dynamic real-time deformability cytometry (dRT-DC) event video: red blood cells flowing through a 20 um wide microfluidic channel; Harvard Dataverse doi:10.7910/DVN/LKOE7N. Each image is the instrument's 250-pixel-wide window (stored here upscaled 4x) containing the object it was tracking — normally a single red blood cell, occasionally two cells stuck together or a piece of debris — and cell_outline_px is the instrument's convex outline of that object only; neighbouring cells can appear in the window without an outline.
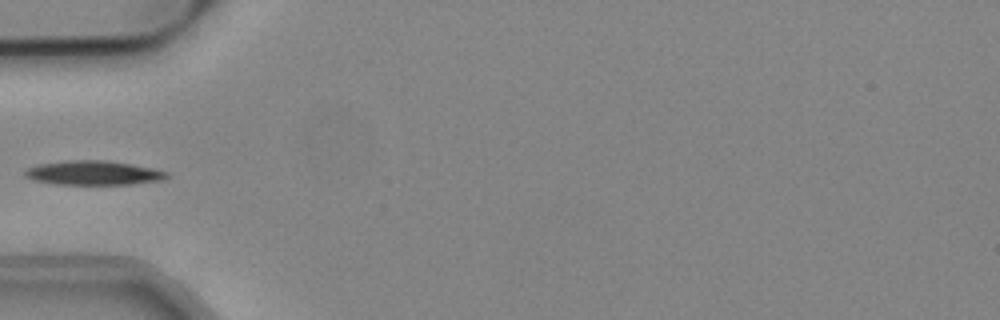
{"species": "common noctule bat (a hibernating species)", "species_latin": "Nyctalus noctula", "temperature_condition": "cold", "stored_images_in_passage": 37, "camera_frame_rate_fps": 3000, "um_per_image_px": 0.085, "animal": {"sex": "male", "body_mass_g": 19.2, "forearm_length_mm": 51.8}, "frame": {"image": 1, "passage_image": 1, "time_ms": 0.0, "image_size_px": [1000, 320], "cell_outline_px": [[172, 176], [164, 180], [132, 184], [56, 184], [36, 180], [24, 176], [24, 172], [28, 168], [40, 164], [68, 160], [104, 160], [132, 164], [152, 168], [168, 172]], "centroid_in_image_um": [8.01, 14.69], "position_along_channel_um": 77.0, "area_um2": 20.0}}
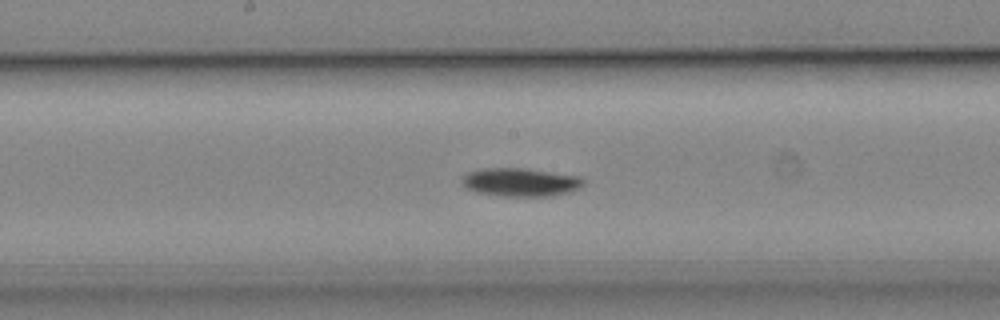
{"frame": {"image": 2, "passage_image": 11, "time_ms": 3.333, "image_size_px": [1000, 320], "cell_outline_px": [[584, 184], [580, 188], [568, 192], [552, 196], [504, 196], [476, 192], [468, 188], [464, 184], [464, 176], [468, 172], [484, 168], [524, 168], [580, 176], [584, 180]], "centroid_in_image_um": [44.3, 15.48], "position_along_channel_um": 203.9, "area_um2": 19.88}}
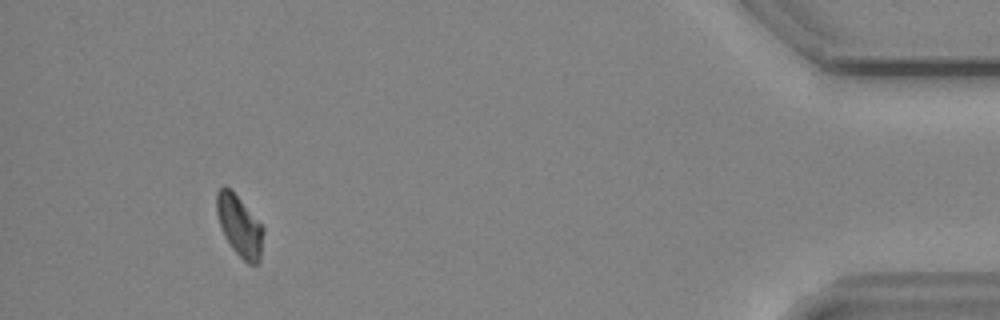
{"frame": {"image": 3, "passage_image": 33, "time_ms": 10.667, "image_size_px": [1000, 320], "cell_outline_px": [[264, 232], [260, 260], [256, 264], [248, 264], [232, 248], [224, 236], [216, 212], [216, 192], [224, 184], [240, 200], [264, 228]], "centroid_in_image_um": [20.35, 19.22], "position_along_channel_um": 414.9, "area_um2": 16.3}}